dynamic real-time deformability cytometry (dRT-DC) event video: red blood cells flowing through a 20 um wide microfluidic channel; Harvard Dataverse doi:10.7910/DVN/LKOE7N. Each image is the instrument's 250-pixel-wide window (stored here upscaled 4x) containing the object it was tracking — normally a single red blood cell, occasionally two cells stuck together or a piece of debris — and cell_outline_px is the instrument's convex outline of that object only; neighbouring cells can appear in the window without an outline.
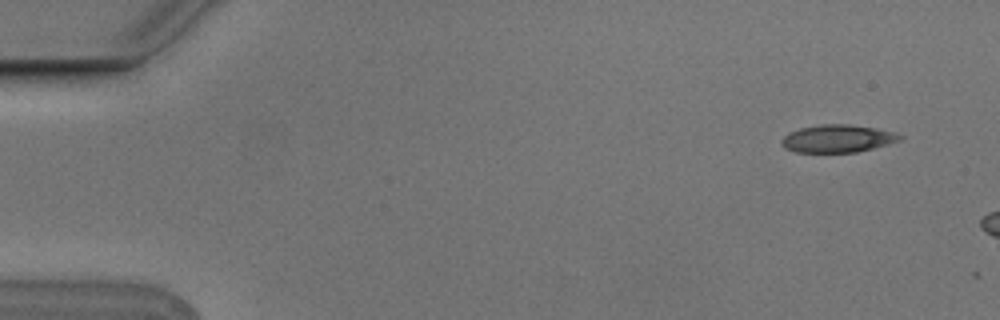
{"species": "Egyptian fruit bat (a non-hibernating species)", "species_latin": "Rousettus aegyptiacus", "temperature_condition": "cold", "stored_images_in_passage": 3, "camera_frame_rate_fps": 3000, "um_per_image_px": 0.085, "animal": {"sex": "male"}, "frame": {"image": 1, "passage_image": 1, "time_ms": 0.0, "image_size_px": [1000, 320], "cell_outline_px": [[904, 136], [900, 140], [888, 144], [856, 152], [796, 152], [784, 148], [780, 140], [788, 132], [800, 128], [820, 124], [848, 124], [876, 128], [896, 132]], "centroid_in_image_um": [71.19, 11.77], "position_along_channel_um": 13.8, "area_um2": 19.13}}